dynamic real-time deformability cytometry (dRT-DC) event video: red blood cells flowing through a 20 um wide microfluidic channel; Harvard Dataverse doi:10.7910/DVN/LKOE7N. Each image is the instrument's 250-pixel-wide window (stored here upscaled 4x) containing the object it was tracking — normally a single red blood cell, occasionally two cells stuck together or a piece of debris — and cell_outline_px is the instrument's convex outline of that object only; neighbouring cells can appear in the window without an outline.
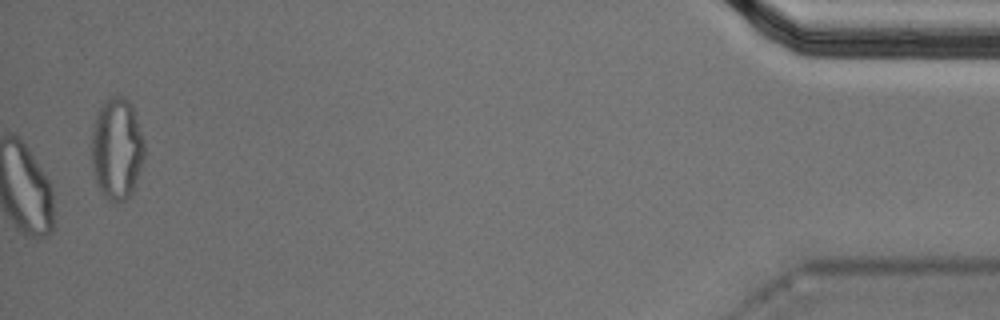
{"species": "Egyptian fruit bat (a non-hibernating species)", "species_latin": "Rousettus aegyptiacus", "temperature_condition": "cold", "stored_images_in_passage": 46, "camera_frame_rate_fps": 3000, "um_per_image_px": 0.085, "animal": {"sex": "male"}, "frame": {"image": 1, "passage_image": 46, "time_ms": 15.0, "image_size_px": [1000, 320], "cell_outline_px": [[144, 160], [132, 192], [124, 200], [116, 204], [112, 204], [100, 192], [96, 184], [92, 172], [92, 128], [96, 112], [104, 100], [108, 96], [124, 96], [128, 100], [132, 108], [144, 140]], "centroid_in_image_um": [9.9, 12.66], "position_along_channel_um": 425.3, "area_um2": 31.79}, "authors_computed_cell_mechanics": {"area_um2": 20.3167, "velocity_mm_per_s": 3.5521, "shape_relaxation_time_tau1_ms": null, "shape_relaxation_time_tau2_ms": 2.0116, "deformation_change_tau1": null, "deformation_change_tau2": 0.0545}}